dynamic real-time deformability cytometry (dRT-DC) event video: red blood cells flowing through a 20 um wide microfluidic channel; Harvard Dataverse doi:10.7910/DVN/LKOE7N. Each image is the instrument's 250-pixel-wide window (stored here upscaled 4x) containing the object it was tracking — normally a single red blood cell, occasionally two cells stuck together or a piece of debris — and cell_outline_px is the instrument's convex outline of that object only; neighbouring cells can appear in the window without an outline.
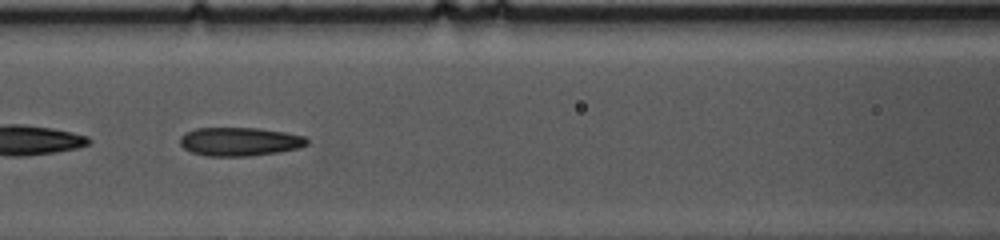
{"species": "common noctule bat (a hibernating species)", "species_latin": "Nyctalus noctula", "temperature_condition": "cold", "stored_images_in_passage": 34, "camera_frame_rate_fps": 3000, "um_per_image_px": 0.085, "animal": {"sex": "female", "body_mass_g": 10.0, "forearm_length_mm": 53.1}, "frame": {"image": 1, "passage_image": 21, "time_ms": 6.667, "image_size_px": [1000, 240], "cell_outline_px": [[308, 144], [296, 148], [276, 152], [244, 156], [208, 156], [192, 152], [184, 148], [180, 144], [180, 136], [184, 132], [196, 128], [260, 128], [284, 132], [304, 136], [308, 140]], "centroid_in_image_um": [20.33, 12.02], "position_along_channel_um": 146.3, "area_um2": 20.98}}
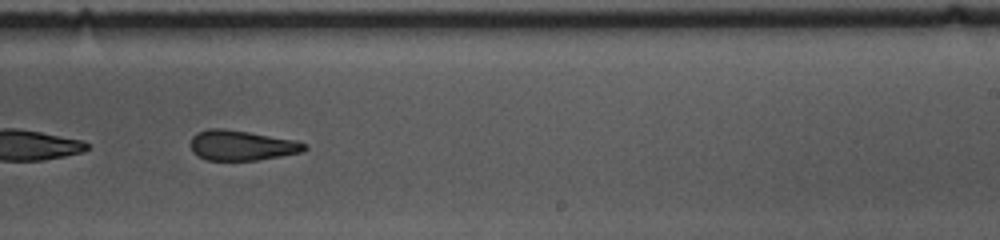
{"frame": {"image": 2, "passage_image": 31, "time_ms": 10.0, "image_size_px": [1000, 240], "cell_outline_px": [[308, 148], [304, 152], [256, 160], [208, 160], [192, 152], [188, 144], [192, 136], [196, 132], [208, 128], [224, 128], [296, 140], [308, 144]], "centroid_in_image_um": [20.53, 12.35], "position_along_channel_um": 268.5, "area_um2": 20.23}}